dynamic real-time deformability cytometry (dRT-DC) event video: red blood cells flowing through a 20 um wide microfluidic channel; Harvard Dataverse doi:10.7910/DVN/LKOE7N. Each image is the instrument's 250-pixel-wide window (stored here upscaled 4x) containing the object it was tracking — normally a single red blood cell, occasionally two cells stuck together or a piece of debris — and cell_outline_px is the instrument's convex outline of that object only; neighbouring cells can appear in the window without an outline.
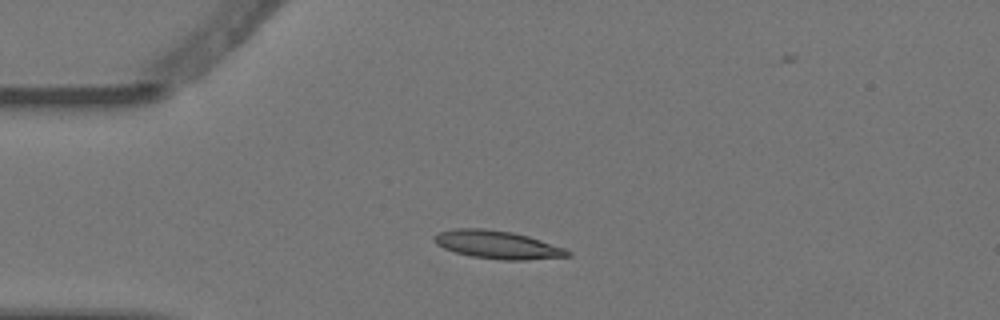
{"species": "Egyptian fruit bat (a non-hibernating species)", "species_latin": "Rousettus aegyptiacus", "temperature_condition": "warm", "stored_images_in_passage": 8, "camera_frame_rate_fps": 3000, "um_per_image_px": 0.085, "animal": {"sex": "female"}, "frame": {"image": 1, "passage_image": 3, "time_ms": 0.667, "image_size_px": [1000, 320], "cell_outline_px": [[572, 256], [528, 260], [500, 260], [472, 256], [456, 252], [444, 248], [436, 244], [432, 240], [432, 236], [440, 232], [456, 228], [484, 228], [512, 232], [528, 236], [564, 248], [572, 252]], "centroid_in_image_um": [42.28, 20.8], "position_along_channel_um": 42.7, "area_um2": 21.85}}
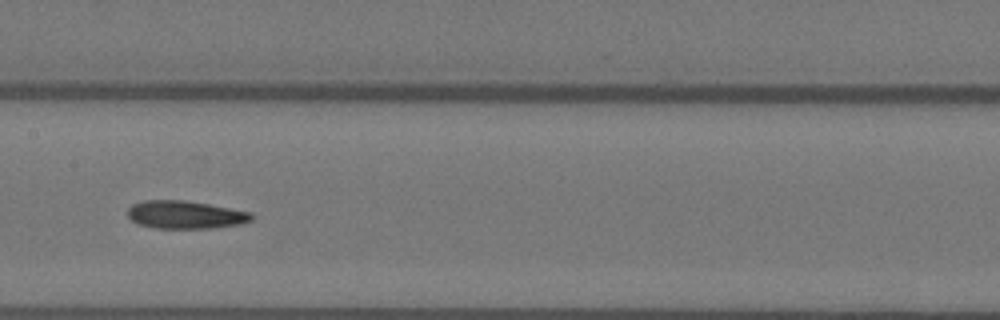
{"frame": {"image": 2, "passage_image": 7, "time_ms": 2.0, "image_size_px": [1000, 320], "cell_outline_px": [[256, 216], [252, 220], [244, 224], [212, 228], [156, 228], [140, 224], [132, 220], [128, 216], [128, 208], [132, 204], [144, 200], [184, 200], [208, 204], [252, 212]], "centroid_in_image_um": [15.81, 18.25], "position_along_channel_um": 191.6, "area_um2": 20.29}}
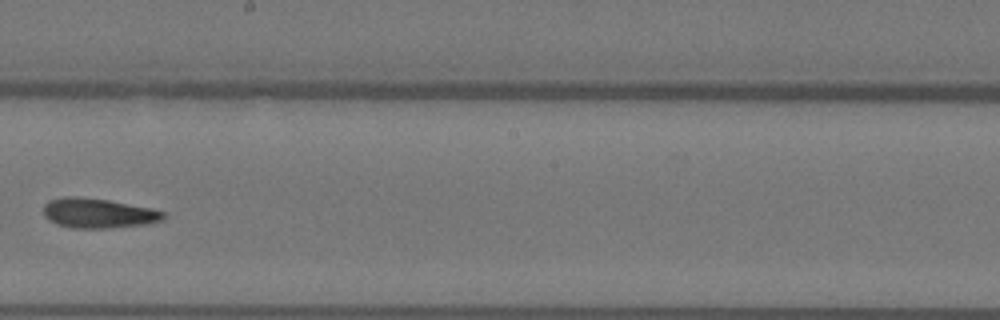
{"frame": {"image": 3, "passage_image": 8, "time_ms": 2.333, "image_size_px": [1000, 320], "cell_outline_px": [[164, 216], [160, 220], [144, 224], [108, 228], [72, 228], [56, 224], [48, 220], [44, 216], [44, 204], [48, 200], [64, 196], [80, 196], [108, 200], [152, 208], [164, 212]], "centroid_in_image_um": [8.28, 18.11], "position_along_channel_um": 239.9, "area_um2": 20.81}}